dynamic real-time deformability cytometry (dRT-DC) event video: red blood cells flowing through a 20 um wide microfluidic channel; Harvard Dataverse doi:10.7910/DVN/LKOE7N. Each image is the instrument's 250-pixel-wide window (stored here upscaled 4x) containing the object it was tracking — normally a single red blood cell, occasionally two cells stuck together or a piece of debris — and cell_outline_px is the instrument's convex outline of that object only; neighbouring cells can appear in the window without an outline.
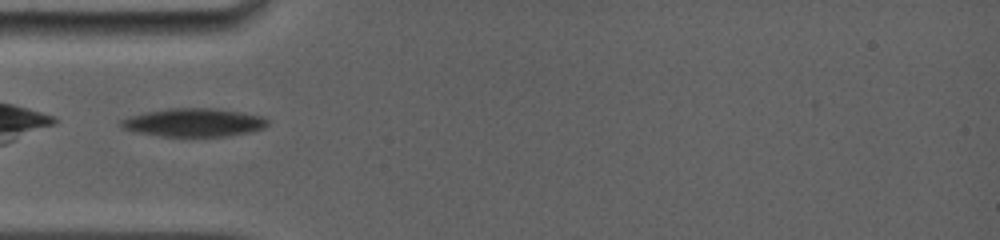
{"species": "common noctule bat (a hibernating species)", "species_latin": "Nyctalus noctula", "temperature_condition": "room temperature", "stored_images_in_passage": 31, "camera_frame_rate_fps": 5000, "um_per_image_px": 0.085, "animal": {"sex": "female", "body_mass_g": 19.0, "forearm_length_mm": 56.7}, "frame": {"image": 1, "passage_image": 1, "time_ms": 0.0, "image_size_px": [1000, 240], "cell_outline_px": [[268, 124], [264, 128], [248, 132], [224, 136], [160, 136], [132, 132], [120, 128], [120, 120], [144, 112], [168, 108], [212, 108], [244, 112], [264, 116], [268, 120]], "centroid_in_image_um": [16.45, 10.41], "position_along_channel_um": 68.6, "area_um2": 24.33}}
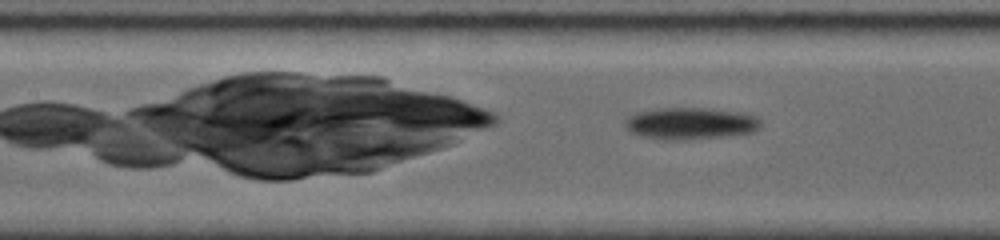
{"frame": {"image": 2, "passage_image": 8, "time_ms": 2.2, "image_size_px": [1000, 240], "cell_outline_px": [[760, 128], [752, 132], [720, 136], [680, 140], [668, 140], [644, 136], [628, 132], [624, 124], [624, 120], [628, 116], [636, 112], [656, 108], [704, 108], [744, 112], [756, 116], [760, 120]], "centroid_in_image_um": [58.65, 10.47], "position_along_channel_um": 148.8, "area_um2": 25.2}}
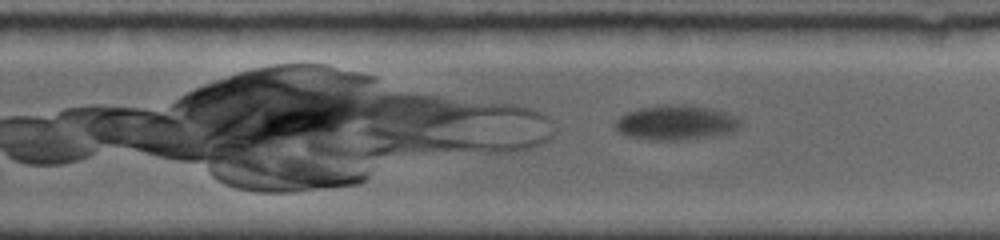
{"frame": {"image": 3, "passage_image": 24, "time_ms": 5.6, "image_size_px": [1000, 240], "cell_outline_px": [[740, 124], [732, 132], [680, 140], [648, 140], [624, 136], [616, 128], [616, 120], [620, 116], [628, 112], [640, 108], [672, 104], [688, 104], [728, 112], [736, 116], [740, 120]], "centroid_in_image_um": [57.43, 10.42], "position_along_channel_um": 272.4, "area_um2": 25.14}}